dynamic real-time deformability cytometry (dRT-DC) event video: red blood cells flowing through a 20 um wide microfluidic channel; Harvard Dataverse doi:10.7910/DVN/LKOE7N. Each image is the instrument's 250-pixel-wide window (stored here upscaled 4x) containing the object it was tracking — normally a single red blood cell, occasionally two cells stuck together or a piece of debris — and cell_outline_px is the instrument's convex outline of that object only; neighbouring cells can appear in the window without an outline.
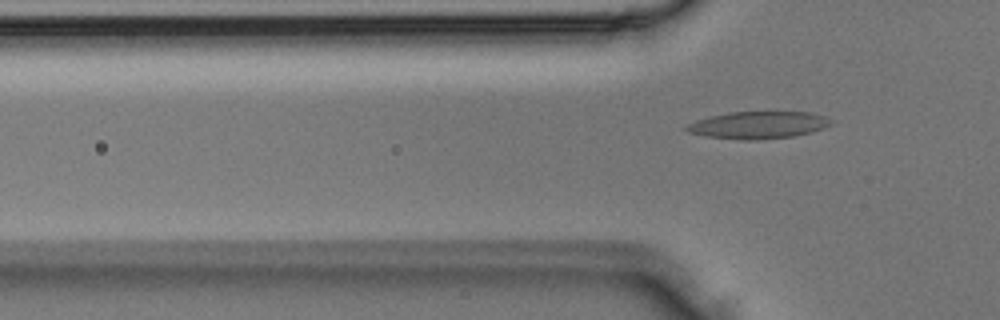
{"species": "Egyptian fruit bat (a non-hibernating species)", "species_latin": "Rousettus aegyptiacus", "temperature_condition": "room temperature", "stored_images_in_passage": 5, "camera_frame_rate_fps": 3000, "um_per_image_px": 0.085, "animal": {"sex": "male"}, "frame": {"image": 1, "passage_image": 5, "time_ms": 1.333, "image_size_px": [1000, 320], "cell_outline_px": [[832, 124], [824, 128], [812, 132], [796, 136], [756, 140], [740, 140], [704, 136], [688, 132], [684, 128], [684, 124], [708, 116], [728, 112], [812, 112], [824, 116], [832, 120]], "centroid_in_image_um": [64.42, 10.63], "position_along_channel_um": 61.4, "area_um2": 23.29}}